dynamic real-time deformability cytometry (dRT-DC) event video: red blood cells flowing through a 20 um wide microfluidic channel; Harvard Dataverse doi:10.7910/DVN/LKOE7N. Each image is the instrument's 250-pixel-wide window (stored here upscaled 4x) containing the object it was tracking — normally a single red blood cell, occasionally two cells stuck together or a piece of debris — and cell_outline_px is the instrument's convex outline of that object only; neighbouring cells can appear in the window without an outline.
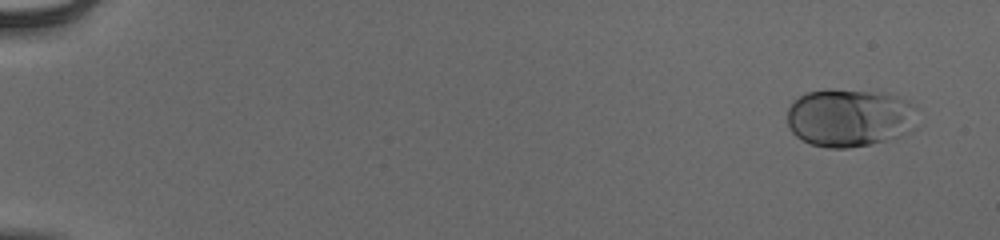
{"species": "human", "species_latin": "Homo sapiens", "temperature_condition": "cold", "stored_images_in_passage": 56, "camera_frame_rate_fps": 3000, "um_per_image_px": 0.085, "donor": {"sex": "male"}, "frame": {"image": 1, "passage_image": 4, "time_ms": 1.0, "image_size_px": [1000, 240], "cell_outline_px": [[920, 128], [912, 132], [900, 136], [868, 144], [848, 148], [828, 148], [812, 144], [796, 136], [792, 132], [788, 124], [788, 108], [792, 100], [808, 92], [828, 88], [880, 92], [896, 96], [908, 100], [912, 104]], "centroid_in_image_um": [72.25, 9.99], "position_along_channel_um": 12.7, "area_um2": 44.68}}
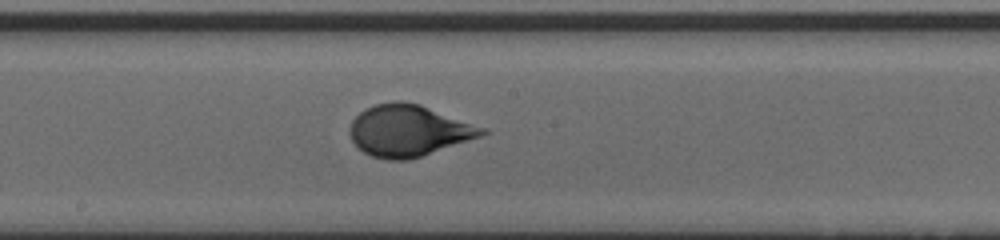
{"frame": {"image": 2, "passage_image": 33, "time_ms": 10.667, "image_size_px": [1000, 240], "cell_outline_px": [[492, 132], [408, 160], [384, 160], [372, 156], [364, 152], [352, 140], [348, 132], [348, 128], [352, 120], [364, 108], [376, 104], [396, 100], [404, 100], [420, 104], [488, 128]], "centroid_in_image_um": [34.73, 11.08], "position_along_channel_um": 213.5, "area_um2": 39.82}}
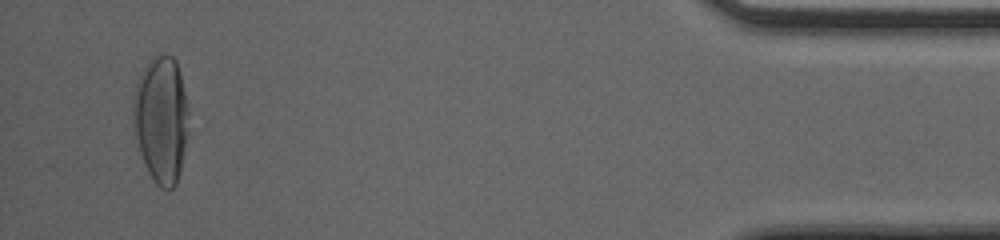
{"frame": {"image": 3, "passage_image": 54, "time_ms": 17.667, "image_size_px": [1000, 240], "cell_outline_px": [[188, 132], [180, 172], [176, 184], [172, 188], [160, 188], [156, 184], [148, 172], [144, 164], [140, 152], [136, 136], [132, 116], [132, 96], [140, 72], [148, 60], [156, 52], [172, 56], [176, 60], [184, 92], [188, 112]], "centroid_in_image_um": [13.68, 10.11], "position_along_channel_um": 421.5, "area_um2": 41.33}, "authors_computed_cell_mechanics": {"area_um2": 39.5063, "velocity_mm_per_s": 3.8747, "shape_relaxation_time_tau1_ms": 5.2827, "shape_relaxation_time_tau2_ms": null, "deformation_change_tau1": 0.2032, "deformation_change_tau2": null}}